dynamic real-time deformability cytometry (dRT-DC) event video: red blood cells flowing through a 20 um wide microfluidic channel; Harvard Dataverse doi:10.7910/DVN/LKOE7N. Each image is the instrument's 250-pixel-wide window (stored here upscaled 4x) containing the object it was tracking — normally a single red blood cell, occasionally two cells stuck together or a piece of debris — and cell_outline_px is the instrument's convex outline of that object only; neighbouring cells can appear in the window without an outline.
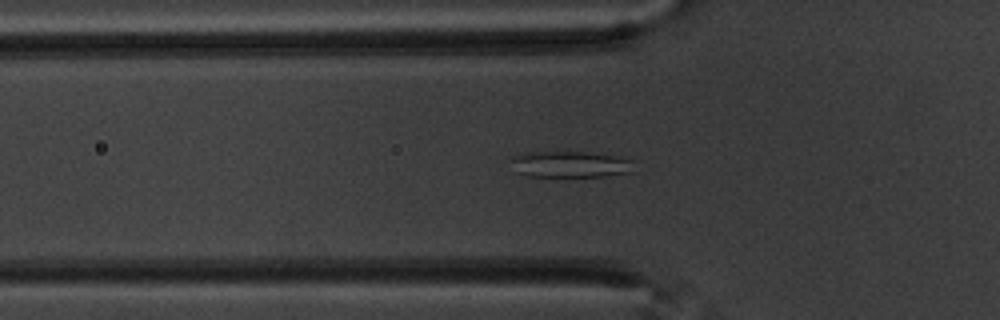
{"species": "common noctule bat (a hibernating species)", "species_latin": "Nyctalus noctula", "temperature_condition": "warm", "stored_images_in_passage": 44, "segment_of_instrument_passage": [1, 2], "camera_frame_rate_fps": 3000, "um_per_image_px": 0.085, "animal": {"sex": "male", "body_mass_g": 20.1, "forearm_length_mm": 53.5}, "frame": {"image": 1, "passage_image": 5, "time_ms": 1.333, "image_size_px": [1000, 320], "cell_outline_px": [[632, 172], [608, 176], [524, 176], [516, 172], [512, 160], [512, 156], [524, 152], [584, 152], [612, 156], [632, 160]], "centroid_in_image_um": [48.43, 13.97], "position_along_channel_um": 77.4, "area_um2": 18.61}}
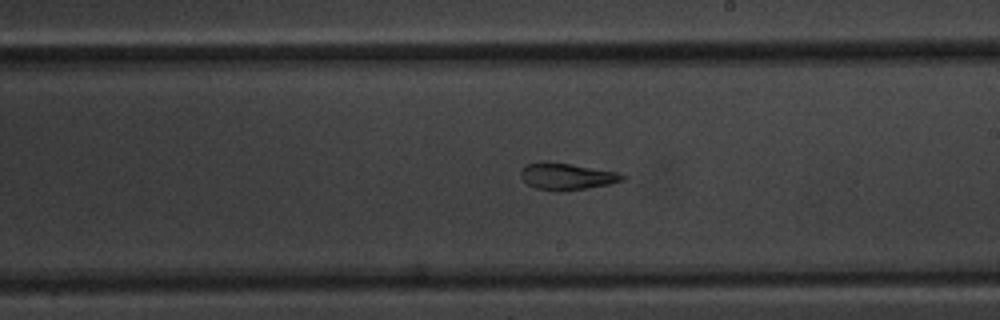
{"frame": {"image": 2, "passage_image": 19, "time_ms": 6.0, "image_size_px": [1000, 320], "cell_outline_px": [[628, 176], [624, 180], [608, 184], [588, 188], [560, 192], [556, 192], [536, 188], [528, 184], [520, 176], [520, 172], [528, 164], [540, 160], [544, 160], [616, 172]], "centroid_in_image_um": [48.15, 15.0], "position_along_channel_um": 240.8, "area_um2": 15.84}}
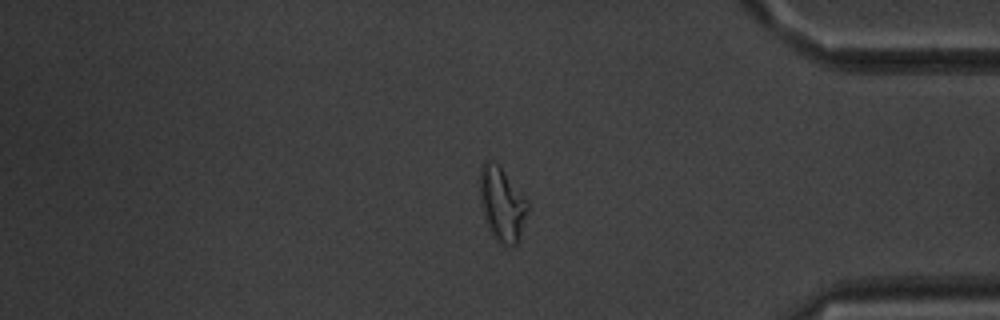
{"frame": {"image": 3, "passage_image": 34, "time_ms": 11.0, "image_size_px": [1000, 320], "cell_outline_px": [[528, 212], [520, 236], [516, 244], [512, 248], [496, 240], [492, 236], [484, 216], [480, 200], [480, 168], [484, 160], [492, 160], [500, 164], [528, 200]], "centroid_in_image_um": [42.68, 17.31], "position_along_channel_um": 392.5, "area_um2": 20.98}}